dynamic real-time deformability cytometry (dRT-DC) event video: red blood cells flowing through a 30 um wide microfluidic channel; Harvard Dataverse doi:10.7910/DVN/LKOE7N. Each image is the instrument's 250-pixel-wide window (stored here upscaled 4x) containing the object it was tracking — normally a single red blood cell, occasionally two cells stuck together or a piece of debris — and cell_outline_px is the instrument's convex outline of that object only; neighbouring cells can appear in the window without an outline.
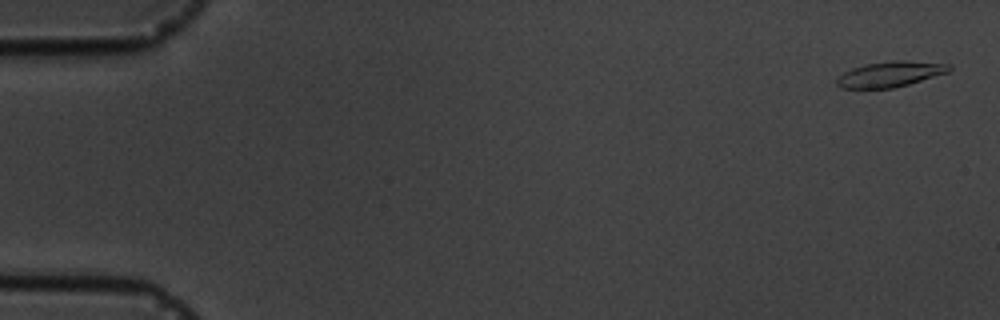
{"species": "common noctule bat (a hibernating species)", "species_latin": "Nyctalus noctula", "temperature_condition": "cold", "stored_images_in_passage": 5, "camera_frame_rate_fps": 3000, "um_per_image_px": 0.085, "animal": {"sex": "male", "body_mass_g": 19.5, "forearm_length_mm": 54.6}, "frame": {"image": 1, "passage_image": 1, "time_ms": 0.0, "image_size_px": [1000, 320], "cell_outline_px": [[952, 68], [948, 72], [908, 84], [892, 88], [840, 88], [836, 84], [836, 80], [844, 72], [852, 68], [868, 64], [892, 60], [904, 60], [952, 64]], "centroid_in_image_um": [75.68, 6.29], "position_along_channel_um": 9.3, "area_um2": 16.53}}
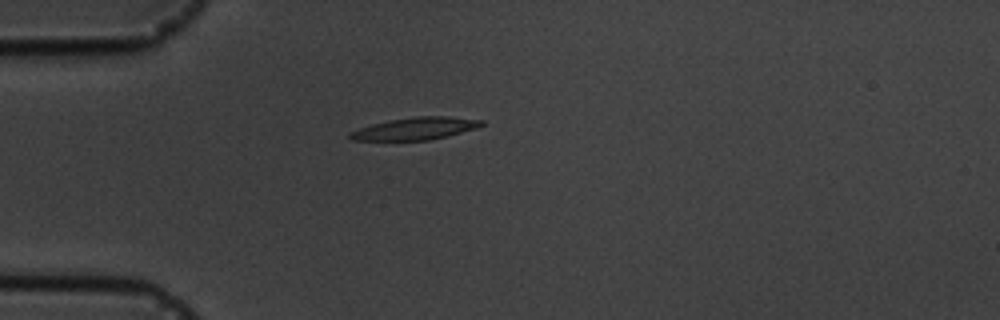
{"frame": {"image": 2, "passage_image": 5, "time_ms": 4.667, "image_size_px": [1000, 320], "cell_outline_px": [[484, 124], [476, 128], [448, 136], [428, 140], [352, 140], [348, 136], [348, 132], [372, 124], [388, 120], [416, 116], [448, 116], [484, 120]], "centroid_in_image_um": [35.31, 10.92], "position_along_channel_um": 49.7, "area_um2": 17.11}}